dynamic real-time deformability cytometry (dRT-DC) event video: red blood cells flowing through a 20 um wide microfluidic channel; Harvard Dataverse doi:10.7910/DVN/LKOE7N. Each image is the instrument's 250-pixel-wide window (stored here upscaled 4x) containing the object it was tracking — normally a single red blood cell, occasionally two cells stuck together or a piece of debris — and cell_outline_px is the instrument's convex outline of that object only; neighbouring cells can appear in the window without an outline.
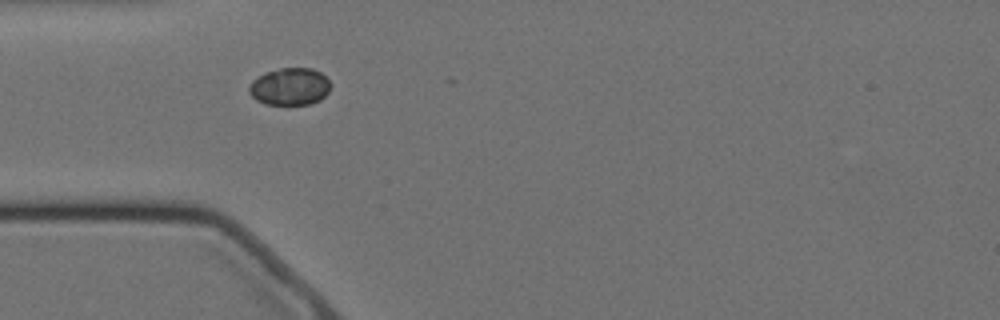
{"species": "Egyptian fruit bat (a non-hibernating species)", "species_latin": "Rousettus aegyptiacus", "temperature_condition": "cold", "stored_images_in_passage": 7, "camera_frame_rate_fps": 3000, "um_per_image_px": 0.085, "animal": {"sex": "female"}, "frame": {"image": 1, "passage_image": 1, "time_ms": 0.0, "image_size_px": [1000, 320], "cell_outline_px": [[332, 84], [328, 92], [320, 100], [308, 104], [264, 104], [256, 100], [248, 92], [248, 88], [252, 80], [256, 76], [264, 72], [280, 68], [312, 68], [320, 72]], "centroid_in_image_um": [24.61, 7.35], "position_along_channel_um": 60.4, "area_um2": 17.86}}
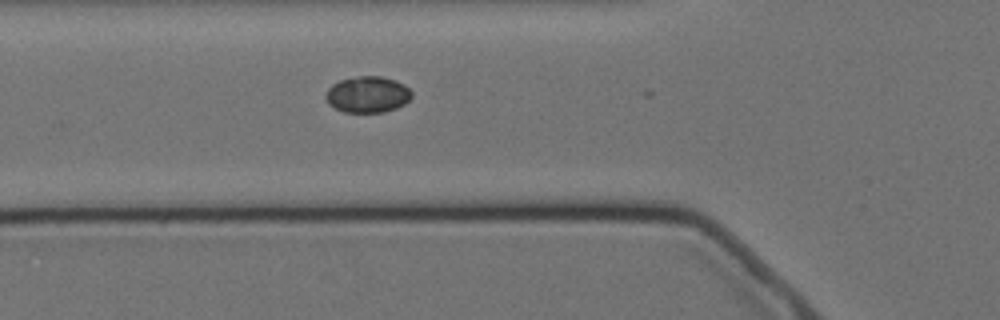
{"frame": {"image": 2, "passage_image": 4, "time_ms": 1.0, "image_size_px": [1000, 320], "cell_outline_px": [[412, 96], [404, 104], [396, 108], [384, 112], [344, 112], [328, 104], [324, 96], [328, 88], [332, 84], [340, 80], [360, 76], [380, 76], [396, 80], [404, 84], [412, 92]], "centroid_in_image_um": [31.24, 8.03], "position_along_channel_um": 94.6, "area_um2": 18.21}}